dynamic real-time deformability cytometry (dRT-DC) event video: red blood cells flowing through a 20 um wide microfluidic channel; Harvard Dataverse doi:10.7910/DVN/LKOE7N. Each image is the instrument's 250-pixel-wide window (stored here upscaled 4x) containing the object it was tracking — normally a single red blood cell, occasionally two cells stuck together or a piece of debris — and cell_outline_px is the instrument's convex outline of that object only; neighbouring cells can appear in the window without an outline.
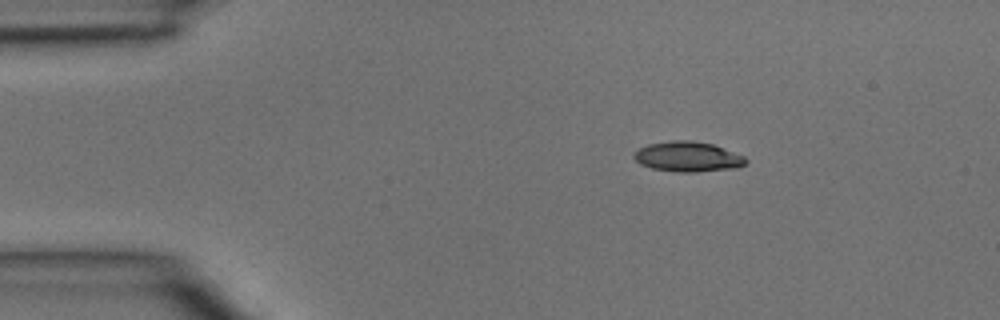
{"species": "common noctule bat (a hibernating species)", "species_latin": "Nyctalus noctula", "temperature_condition": "room temperature", "stored_images_in_passage": 2, "camera_frame_rate_fps": 3000, "um_per_image_px": 0.085, "animal": {"sex": "male", "body_mass_g": 15.6}, "frame": {"image": 1, "passage_image": 1, "time_ms": 0.0, "image_size_px": [1000, 320], "cell_outline_px": [[748, 160], [744, 164], [736, 168], [696, 172], [676, 172], [652, 168], [640, 164], [632, 156], [640, 148], [648, 144], [672, 140], [688, 140], [712, 144], [744, 156]], "centroid_in_image_um": [58.45, 13.32], "position_along_channel_um": 26.5, "area_um2": 19.48}}